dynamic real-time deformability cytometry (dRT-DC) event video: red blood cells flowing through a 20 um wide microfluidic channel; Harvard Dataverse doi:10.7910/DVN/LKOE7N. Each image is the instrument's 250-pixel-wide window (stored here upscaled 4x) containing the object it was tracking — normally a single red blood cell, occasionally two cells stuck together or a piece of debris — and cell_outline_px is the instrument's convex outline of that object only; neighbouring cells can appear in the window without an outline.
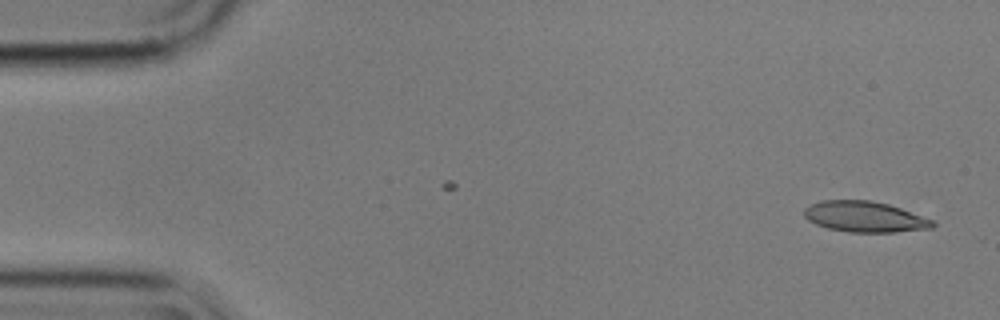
{"species": "common noctule bat (a hibernating species)", "species_latin": "Nyctalus noctula", "temperature_condition": "cold", "stored_images_in_passage": 4, "camera_frame_rate_fps": 3000, "um_per_image_px": 0.085, "animal": {"sex": "male", "body_mass_g": 17.9}, "frame": {"image": 1, "passage_image": 1, "time_ms": 0.0, "image_size_px": [1000, 320], "cell_outline_px": [[936, 224], [932, 228], [896, 232], [848, 232], [828, 228], [816, 224], [808, 220], [804, 216], [804, 208], [820, 200], [868, 200], [888, 204], [900, 208], [932, 220]], "centroid_in_image_um": [73.48, 18.42], "position_along_channel_um": 11.5, "area_um2": 22.89}}
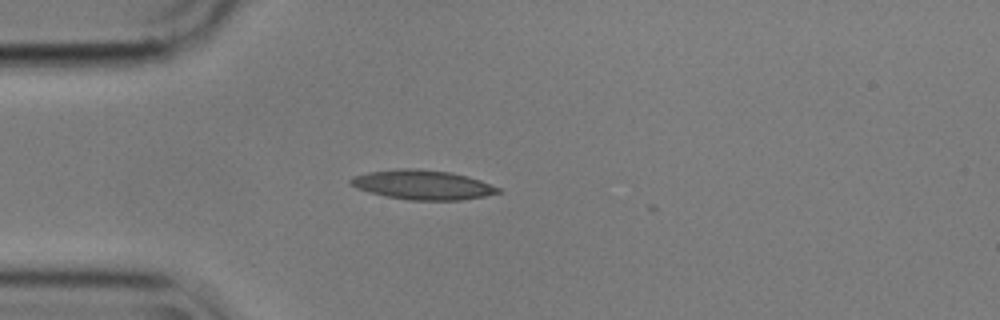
{"frame": {"image": 2, "passage_image": 4, "time_ms": 1.0, "image_size_px": [1000, 320], "cell_outline_px": [[504, 192], [484, 196], [460, 200], [408, 200], [368, 192], [356, 188], [348, 184], [348, 180], [352, 176], [368, 172], [400, 168], [416, 168], [452, 172], [468, 176], [480, 180], [500, 188]], "centroid_in_image_um": [35.91, 15.7], "position_along_channel_um": 49.1, "area_um2": 25.55}}